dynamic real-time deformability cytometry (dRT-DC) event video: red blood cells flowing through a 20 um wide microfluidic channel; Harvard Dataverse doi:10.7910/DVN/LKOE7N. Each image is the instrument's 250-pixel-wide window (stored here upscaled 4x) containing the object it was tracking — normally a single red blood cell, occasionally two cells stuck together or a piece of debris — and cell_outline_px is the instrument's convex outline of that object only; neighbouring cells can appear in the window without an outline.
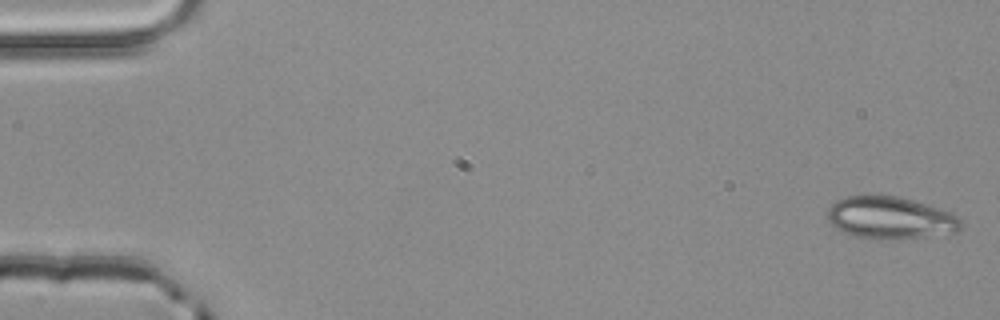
{"species": "common noctule bat (a hibernating species)", "species_latin": "Nyctalus noctula", "temperature_condition": "room temperature", "stored_images_in_passage": 4, "camera_frame_rate_fps": 3000, "um_per_image_px": 0.085, "animal": {"sex": "male", "body_mass_g": 20.4}, "frame": {"image": 1, "passage_image": 1, "time_ms": 0.0, "image_size_px": [1000, 320], "cell_outline_px": [[960, 228], [956, 232], [892, 240], [856, 236], [836, 228], [828, 220], [824, 212], [836, 200], [848, 196], [900, 196], [940, 208], [952, 212], [960, 220]], "centroid_in_image_um": [75.65, 18.5], "position_along_channel_um": 9.3, "area_um2": 32.66}}